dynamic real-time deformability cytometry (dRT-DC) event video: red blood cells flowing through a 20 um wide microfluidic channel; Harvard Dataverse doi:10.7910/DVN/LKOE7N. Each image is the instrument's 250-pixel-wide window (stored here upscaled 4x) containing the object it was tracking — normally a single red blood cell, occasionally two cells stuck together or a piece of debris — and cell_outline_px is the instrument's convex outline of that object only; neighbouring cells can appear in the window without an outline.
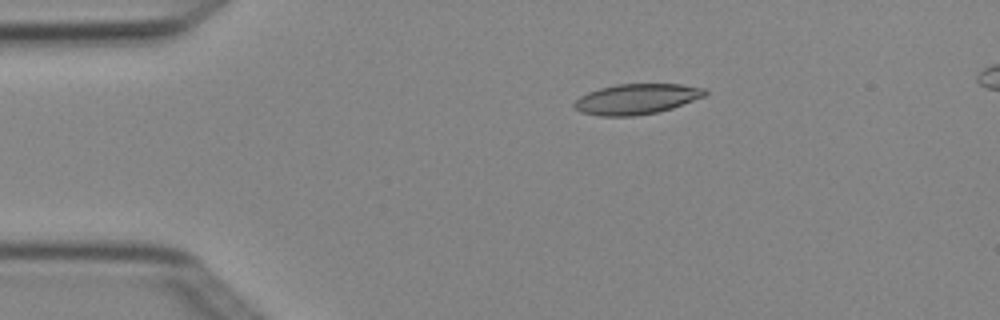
{"species": "Egyptian fruit bat (a non-hibernating species)", "species_latin": "Rousettus aegyptiacus", "temperature_condition": "cold", "stored_images_in_passage": 5, "camera_frame_rate_fps": 3000, "um_per_image_px": 0.085, "animal": {"sex": "female"}, "frame": {"image": 1, "passage_image": 3, "time_ms": 0.667, "image_size_px": [1000, 320], "cell_outline_px": [[708, 96], [672, 108], [656, 112], [636, 116], [600, 116], [580, 112], [572, 104], [580, 96], [588, 92], [600, 88], [616, 84], [680, 84], [704, 88], [708, 92]], "centroid_in_image_um": [54.13, 8.42], "position_along_channel_um": 30.9, "area_um2": 23.29}}